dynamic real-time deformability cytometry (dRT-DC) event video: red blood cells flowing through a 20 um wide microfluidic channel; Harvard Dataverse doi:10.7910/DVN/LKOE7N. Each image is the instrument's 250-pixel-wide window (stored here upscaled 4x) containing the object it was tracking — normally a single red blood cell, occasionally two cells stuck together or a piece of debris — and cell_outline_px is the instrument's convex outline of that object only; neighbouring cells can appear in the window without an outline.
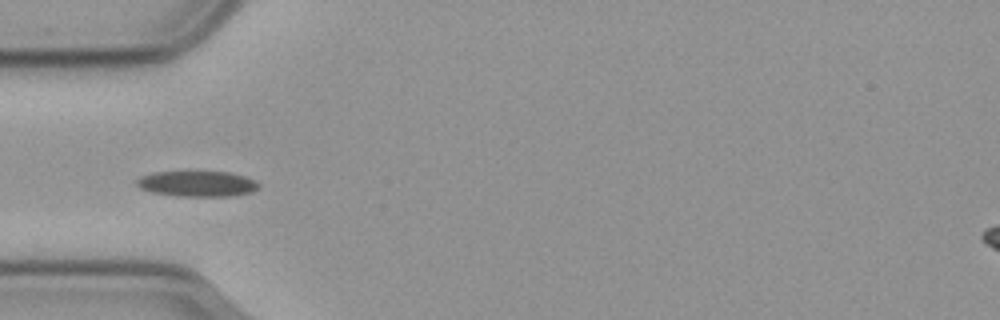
{"species": "common noctule bat (a hibernating species)", "species_latin": "Nyctalus noctula", "temperature_condition": "cold", "stored_images_in_passage": 40, "camera_frame_rate_fps": 3000, "um_per_image_px": 0.085, "animal": {"sex": "male", "body_mass_g": 23.1, "forearm_length_mm": 52.7}, "frame": {"image": 1, "passage_image": 1, "time_ms": 0.0, "image_size_px": [1000, 320], "cell_outline_px": [[260, 188], [252, 192], [232, 196], [176, 196], [152, 192], [140, 188], [136, 184], [136, 180], [140, 176], [152, 172], [228, 172], [244, 176], [256, 180], [260, 184]], "centroid_in_image_um": [16.78, 15.62], "position_along_channel_um": 68.2, "area_um2": 18.32}}
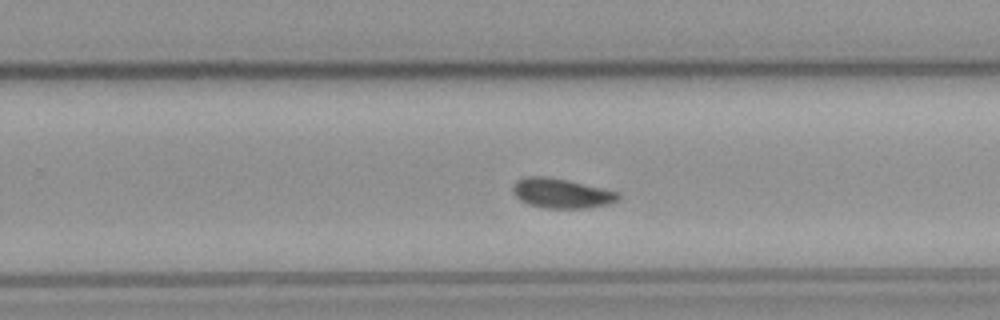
{"frame": {"image": 2, "passage_image": 19, "time_ms": 6.0, "image_size_px": [1000, 320], "cell_outline_px": [[620, 200], [608, 204], [588, 208], [544, 208], [528, 204], [520, 200], [512, 192], [512, 184], [516, 180], [524, 176], [548, 176], [568, 180], [620, 192]], "centroid_in_image_um": [47.71, 16.42], "position_along_channel_um": 282.1, "area_um2": 18.55}}
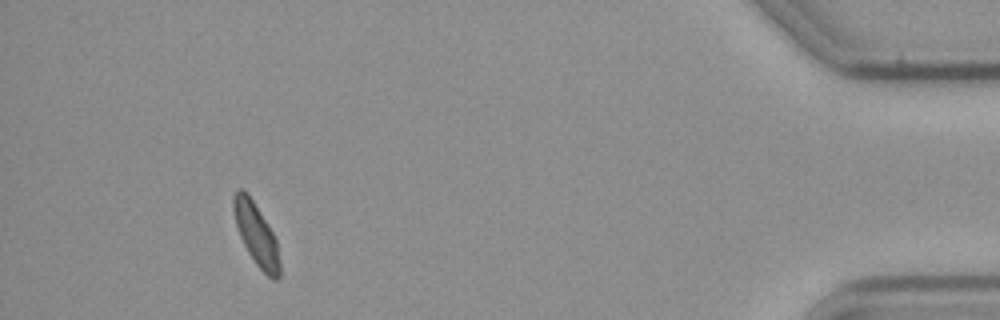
{"frame": {"image": 3, "passage_image": 36, "time_ms": 11.667, "image_size_px": [1000, 320], "cell_outline_px": [[280, 276], [276, 280], [272, 280], [256, 264], [248, 252], [240, 236], [236, 224], [232, 208], [232, 196], [240, 188], [248, 192], [272, 232], [276, 240], [280, 264]], "centroid_in_image_um": [21.77, 19.91], "position_along_channel_um": 413.4, "area_um2": 16.53}, "authors_computed_cell_mechanics": {"area_um2": 17.629, "velocity_mm_per_s": 3.5543, "shape_relaxation_time_tau1_ms": null, "shape_relaxation_time_tau2_ms": 3.4283, "deformation_change_tau1": null, "deformation_change_tau2": 0.0594}}